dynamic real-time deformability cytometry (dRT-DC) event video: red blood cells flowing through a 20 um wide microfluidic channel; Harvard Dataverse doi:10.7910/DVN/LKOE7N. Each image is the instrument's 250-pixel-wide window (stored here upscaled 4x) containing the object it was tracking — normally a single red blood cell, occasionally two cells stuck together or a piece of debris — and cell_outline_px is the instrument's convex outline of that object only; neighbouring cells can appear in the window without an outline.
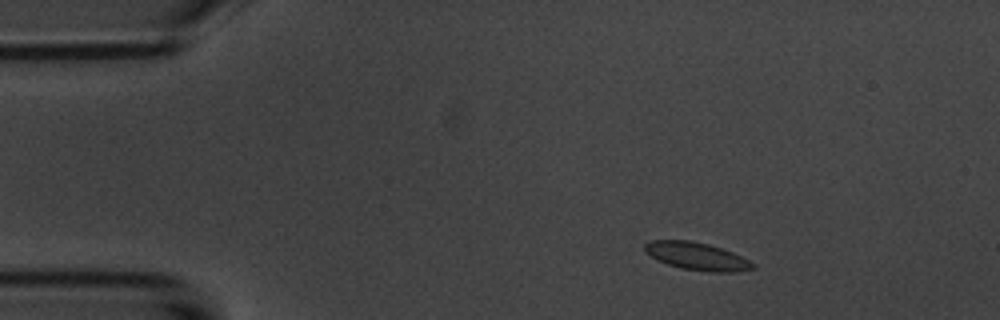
{"species": "common noctule bat (a hibernating species)", "species_latin": "Nyctalus noctula", "temperature_condition": "room temperature", "stored_images_in_passage": 5, "camera_frame_rate_fps": 3000, "um_per_image_px": 0.085, "animal": {"sex": "male", "body_mass_g": 20.1, "forearm_length_mm": 53.5}, "frame": {"image": 1, "passage_image": 2, "time_ms": 1.0, "image_size_px": [1000, 320], "cell_outline_px": [[756, 268], [736, 272], [712, 272], [680, 268], [656, 260], [644, 252], [644, 244], [652, 240], [688, 240], [708, 244], [732, 252], [756, 264]], "centroid_in_image_um": [59.21, 21.78], "position_along_channel_um": 25.8, "area_um2": 17.46}}